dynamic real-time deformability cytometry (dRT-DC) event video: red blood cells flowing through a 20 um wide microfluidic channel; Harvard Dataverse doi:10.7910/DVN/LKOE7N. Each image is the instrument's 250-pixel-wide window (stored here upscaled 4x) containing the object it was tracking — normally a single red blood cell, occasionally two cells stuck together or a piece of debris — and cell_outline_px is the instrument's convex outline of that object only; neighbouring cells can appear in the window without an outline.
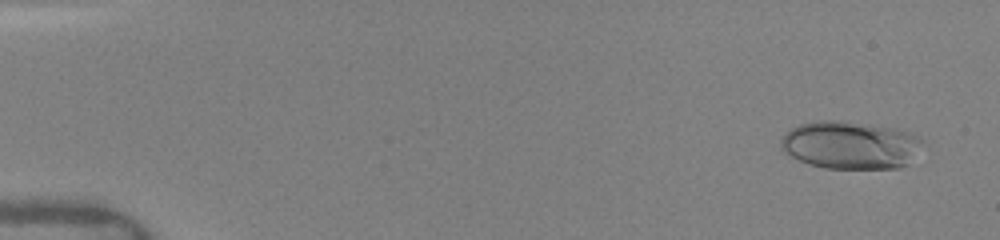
{"species": "human", "species_latin": "Homo sapiens", "temperature_condition": "warm", "stored_images_in_passage": 16, "camera_frame_rate_fps": 3000, "um_per_image_px": 0.085, "donor": {"sex": "female"}, "frame": {"image": 1, "passage_image": 3, "time_ms": 0.333, "image_size_px": [1000, 240], "cell_outline_px": [[924, 140], [908, 164], [900, 168], [824, 168], [808, 164], [784, 152], [780, 148], [780, 140], [792, 128], [800, 124], [816, 120], [832, 120], [868, 124], [912, 132], [920, 136]], "centroid_in_image_um": [72.28, 12.33], "position_along_channel_um": 12.7, "area_um2": 39.3}}
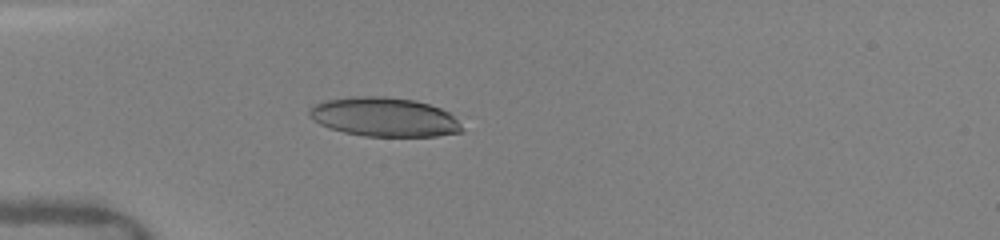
{"frame": {"image": 2, "passage_image": 12, "time_ms": 4.333, "image_size_px": [1000, 240], "cell_outline_px": [[464, 128], [460, 132], [436, 136], [364, 136], [344, 132], [328, 128], [312, 120], [308, 116], [308, 108], [324, 100], [352, 96], [384, 96], [416, 100], [440, 108], [448, 112]], "centroid_in_image_um": [32.6, 9.94], "position_along_channel_um": 52.4, "area_um2": 34.91}}
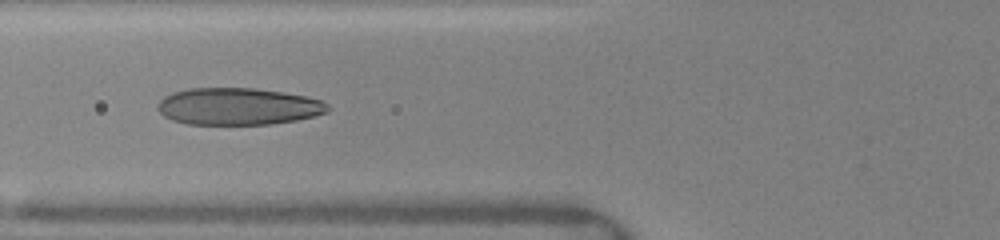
{"frame": {"image": 3, "passage_image": 15, "time_ms": 6.0, "image_size_px": [1000, 240], "cell_outline_px": [[332, 108], [328, 112], [316, 116], [296, 120], [272, 124], [188, 124], [172, 120], [164, 116], [156, 108], [160, 100], [164, 96], [172, 92], [188, 88], [256, 88], [284, 92], [308, 96], [320, 100], [328, 104]], "centroid_in_image_um": [20.27, 9.04], "position_along_channel_um": 105.5, "area_um2": 37.05}}